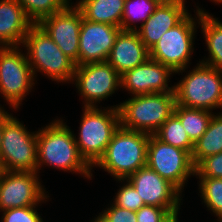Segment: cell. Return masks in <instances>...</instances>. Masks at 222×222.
I'll return each mask as SVG.
<instances>
[{
  "label": "cell",
  "mask_w": 222,
  "mask_h": 222,
  "mask_svg": "<svg viewBox=\"0 0 222 222\" xmlns=\"http://www.w3.org/2000/svg\"><path fill=\"white\" fill-rule=\"evenodd\" d=\"M76 136L61 120H55L37 131V171L43 164L64 171L92 176L91 166L78 151Z\"/></svg>",
  "instance_id": "obj_1"
},
{
  "label": "cell",
  "mask_w": 222,
  "mask_h": 222,
  "mask_svg": "<svg viewBox=\"0 0 222 222\" xmlns=\"http://www.w3.org/2000/svg\"><path fill=\"white\" fill-rule=\"evenodd\" d=\"M149 136L120 125L104 154L93 166L103 168L118 181L124 182L130 175L146 166Z\"/></svg>",
  "instance_id": "obj_2"
},
{
  "label": "cell",
  "mask_w": 222,
  "mask_h": 222,
  "mask_svg": "<svg viewBox=\"0 0 222 222\" xmlns=\"http://www.w3.org/2000/svg\"><path fill=\"white\" fill-rule=\"evenodd\" d=\"M175 105V93H151L135 95L117 106L123 128L154 135Z\"/></svg>",
  "instance_id": "obj_3"
},
{
  "label": "cell",
  "mask_w": 222,
  "mask_h": 222,
  "mask_svg": "<svg viewBox=\"0 0 222 222\" xmlns=\"http://www.w3.org/2000/svg\"><path fill=\"white\" fill-rule=\"evenodd\" d=\"M33 75L42 71L57 82L72 81L75 63L68 58L39 24H33L23 41ZM37 69V70H36Z\"/></svg>",
  "instance_id": "obj_4"
},
{
  "label": "cell",
  "mask_w": 222,
  "mask_h": 222,
  "mask_svg": "<svg viewBox=\"0 0 222 222\" xmlns=\"http://www.w3.org/2000/svg\"><path fill=\"white\" fill-rule=\"evenodd\" d=\"M112 107L103 111L97 106L84 107L79 137L78 140L75 138V142L80 155L91 167L104 154L113 134L121 125L118 106Z\"/></svg>",
  "instance_id": "obj_5"
},
{
  "label": "cell",
  "mask_w": 222,
  "mask_h": 222,
  "mask_svg": "<svg viewBox=\"0 0 222 222\" xmlns=\"http://www.w3.org/2000/svg\"><path fill=\"white\" fill-rule=\"evenodd\" d=\"M176 105L212 110L222 108V71L200 62L174 86Z\"/></svg>",
  "instance_id": "obj_6"
},
{
  "label": "cell",
  "mask_w": 222,
  "mask_h": 222,
  "mask_svg": "<svg viewBox=\"0 0 222 222\" xmlns=\"http://www.w3.org/2000/svg\"><path fill=\"white\" fill-rule=\"evenodd\" d=\"M0 156L7 171L37 172V132L29 133L4 109Z\"/></svg>",
  "instance_id": "obj_7"
},
{
  "label": "cell",
  "mask_w": 222,
  "mask_h": 222,
  "mask_svg": "<svg viewBox=\"0 0 222 222\" xmlns=\"http://www.w3.org/2000/svg\"><path fill=\"white\" fill-rule=\"evenodd\" d=\"M189 14L166 31L149 50V58L170 67L175 73L184 72L194 51L192 47L196 25Z\"/></svg>",
  "instance_id": "obj_8"
},
{
  "label": "cell",
  "mask_w": 222,
  "mask_h": 222,
  "mask_svg": "<svg viewBox=\"0 0 222 222\" xmlns=\"http://www.w3.org/2000/svg\"><path fill=\"white\" fill-rule=\"evenodd\" d=\"M146 165L172 183L180 192L187 178L195 175L191 155L185 150L162 142L155 135L149 136Z\"/></svg>",
  "instance_id": "obj_9"
},
{
  "label": "cell",
  "mask_w": 222,
  "mask_h": 222,
  "mask_svg": "<svg viewBox=\"0 0 222 222\" xmlns=\"http://www.w3.org/2000/svg\"><path fill=\"white\" fill-rule=\"evenodd\" d=\"M27 56L19 46L0 47V92L8 104L19 108L26 94L34 86V78Z\"/></svg>",
  "instance_id": "obj_10"
},
{
  "label": "cell",
  "mask_w": 222,
  "mask_h": 222,
  "mask_svg": "<svg viewBox=\"0 0 222 222\" xmlns=\"http://www.w3.org/2000/svg\"><path fill=\"white\" fill-rule=\"evenodd\" d=\"M120 78L118 72L103 61L76 66L72 81L85 99L84 107H96V102L108 98L121 87Z\"/></svg>",
  "instance_id": "obj_11"
},
{
  "label": "cell",
  "mask_w": 222,
  "mask_h": 222,
  "mask_svg": "<svg viewBox=\"0 0 222 222\" xmlns=\"http://www.w3.org/2000/svg\"><path fill=\"white\" fill-rule=\"evenodd\" d=\"M37 172L7 171L0 178V211L37 206L47 199Z\"/></svg>",
  "instance_id": "obj_12"
},
{
  "label": "cell",
  "mask_w": 222,
  "mask_h": 222,
  "mask_svg": "<svg viewBox=\"0 0 222 222\" xmlns=\"http://www.w3.org/2000/svg\"><path fill=\"white\" fill-rule=\"evenodd\" d=\"M126 180L138 191L145 205L164 207L173 216L178 215L181 192L153 169L147 165L141 167Z\"/></svg>",
  "instance_id": "obj_13"
},
{
  "label": "cell",
  "mask_w": 222,
  "mask_h": 222,
  "mask_svg": "<svg viewBox=\"0 0 222 222\" xmlns=\"http://www.w3.org/2000/svg\"><path fill=\"white\" fill-rule=\"evenodd\" d=\"M70 5L58 13L45 17L38 24L76 64L79 58V33L83 16L75 5Z\"/></svg>",
  "instance_id": "obj_14"
},
{
  "label": "cell",
  "mask_w": 222,
  "mask_h": 222,
  "mask_svg": "<svg viewBox=\"0 0 222 222\" xmlns=\"http://www.w3.org/2000/svg\"><path fill=\"white\" fill-rule=\"evenodd\" d=\"M121 27L88 21L82 17L79 58L76 66L107 61Z\"/></svg>",
  "instance_id": "obj_15"
},
{
  "label": "cell",
  "mask_w": 222,
  "mask_h": 222,
  "mask_svg": "<svg viewBox=\"0 0 222 222\" xmlns=\"http://www.w3.org/2000/svg\"><path fill=\"white\" fill-rule=\"evenodd\" d=\"M172 73L170 67L148 58L144 63L121 75V87L135 95L151 93H174V86L168 87Z\"/></svg>",
  "instance_id": "obj_16"
},
{
  "label": "cell",
  "mask_w": 222,
  "mask_h": 222,
  "mask_svg": "<svg viewBox=\"0 0 222 222\" xmlns=\"http://www.w3.org/2000/svg\"><path fill=\"white\" fill-rule=\"evenodd\" d=\"M185 1L158 5L154 13L136 30L141 41L150 50L169 29L177 25L187 14Z\"/></svg>",
  "instance_id": "obj_17"
},
{
  "label": "cell",
  "mask_w": 222,
  "mask_h": 222,
  "mask_svg": "<svg viewBox=\"0 0 222 222\" xmlns=\"http://www.w3.org/2000/svg\"><path fill=\"white\" fill-rule=\"evenodd\" d=\"M149 58V50L136 31H120L116 36L107 62L121 76L125 72L144 63Z\"/></svg>",
  "instance_id": "obj_18"
},
{
  "label": "cell",
  "mask_w": 222,
  "mask_h": 222,
  "mask_svg": "<svg viewBox=\"0 0 222 222\" xmlns=\"http://www.w3.org/2000/svg\"><path fill=\"white\" fill-rule=\"evenodd\" d=\"M32 25L33 22L26 16L17 0L0 1V47L23 44Z\"/></svg>",
  "instance_id": "obj_19"
},
{
  "label": "cell",
  "mask_w": 222,
  "mask_h": 222,
  "mask_svg": "<svg viewBox=\"0 0 222 222\" xmlns=\"http://www.w3.org/2000/svg\"><path fill=\"white\" fill-rule=\"evenodd\" d=\"M125 0H80L75 6L84 19L121 27Z\"/></svg>",
  "instance_id": "obj_20"
},
{
  "label": "cell",
  "mask_w": 222,
  "mask_h": 222,
  "mask_svg": "<svg viewBox=\"0 0 222 222\" xmlns=\"http://www.w3.org/2000/svg\"><path fill=\"white\" fill-rule=\"evenodd\" d=\"M196 14L210 54V58L201 63L222 71V22L200 8L197 9Z\"/></svg>",
  "instance_id": "obj_21"
},
{
  "label": "cell",
  "mask_w": 222,
  "mask_h": 222,
  "mask_svg": "<svg viewBox=\"0 0 222 222\" xmlns=\"http://www.w3.org/2000/svg\"><path fill=\"white\" fill-rule=\"evenodd\" d=\"M219 114H213L206 132L194 143L191 154L194 166L207 156L222 152V114Z\"/></svg>",
  "instance_id": "obj_22"
},
{
  "label": "cell",
  "mask_w": 222,
  "mask_h": 222,
  "mask_svg": "<svg viewBox=\"0 0 222 222\" xmlns=\"http://www.w3.org/2000/svg\"><path fill=\"white\" fill-rule=\"evenodd\" d=\"M181 121L190 140L195 143L206 132L213 116L212 112L203 109L175 105L173 112Z\"/></svg>",
  "instance_id": "obj_23"
},
{
  "label": "cell",
  "mask_w": 222,
  "mask_h": 222,
  "mask_svg": "<svg viewBox=\"0 0 222 222\" xmlns=\"http://www.w3.org/2000/svg\"><path fill=\"white\" fill-rule=\"evenodd\" d=\"M162 142L187 151L193 152L194 143L184 130L180 119L173 113L154 134Z\"/></svg>",
  "instance_id": "obj_24"
},
{
  "label": "cell",
  "mask_w": 222,
  "mask_h": 222,
  "mask_svg": "<svg viewBox=\"0 0 222 222\" xmlns=\"http://www.w3.org/2000/svg\"><path fill=\"white\" fill-rule=\"evenodd\" d=\"M157 6L158 4L153 0H125L121 30L136 31L137 28L132 26V23L140 20L144 23L154 13Z\"/></svg>",
  "instance_id": "obj_25"
},
{
  "label": "cell",
  "mask_w": 222,
  "mask_h": 222,
  "mask_svg": "<svg viewBox=\"0 0 222 222\" xmlns=\"http://www.w3.org/2000/svg\"><path fill=\"white\" fill-rule=\"evenodd\" d=\"M22 6L26 16L38 24L45 17L51 16L64 10L69 4V0H17Z\"/></svg>",
  "instance_id": "obj_26"
},
{
  "label": "cell",
  "mask_w": 222,
  "mask_h": 222,
  "mask_svg": "<svg viewBox=\"0 0 222 222\" xmlns=\"http://www.w3.org/2000/svg\"><path fill=\"white\" fill-rule=\"evenodd\" d=\"M199 189L208 210L218 217L222 222V178H199Z\"/></svg>",
  "instance_id": "obj_27"
},
{
  "label": "cell",
  "mask_w": 222,
  "mask_h": 222,
  "mask_svg": "<svg viewBox=\"0 0 222 222\" xmlns=\"http://www.w3.org/2000/svg\"><path fill=\"white\" fill-rule=\"evenodd\" d=\"M126 182V185H123L116 194V198L114 199L113 204L118 207L136 212L141 207L145 206V204L133 185L128 180H126Z\"/></svg>",
  "instance_id": "obj_28"
},
{
  "label": "cell",
  "mask_w": 222,
  "mask_h": 222,
  "mask_svg": "<svg viewBox=\"0 0 222 222\" xmlns=\"http://www.w3.org/2000/svg\"><path fill=\"white\" fill-rule=\"evenodd\" d=\"M199 178H222V152L207 156L195 166Z\"/></svg>",
  "instance_id": "obj_29"
},
{
  "label": "cell",
  "mask_w": 222,
  "mask_h": 222,
  "mask_svg": "<svg viewBox=\"0 0 222 222\" xmlns=\"http://www.w3.org/2000/svg\"><path fill=\"white\" fill-rule=\"evenodd\" d=\"M36 206L11 208L3 211L2 222H43Z\"/></svg>",
  "instance_id": "obj_30"
},
{
  "label": "cell",
  "mask_w": 222,
  "mask_h": 222,
  "mask_svg": "<svg viewBox=\"0 0 222 222\" xmlns=\"http://www.w3.org/2000/svg\"><path fill=\"white\" fill-rule=\"evenodd\" d=\"M136 213L137 222H169L174 216L164 207L145 205Z\"/></svg>",
  "instance_id": "obj_31"
},
{
  "label": "cell",
  "mask_w": 222,
  "mask_h": 222,
  "mask_svg": "<svg viewBox=\"0 0 222 222\" xmlns=\"http://www.w3.org/2000/svg\"><path fill=\"white\" fill-rule=\"evenodd\" d=\"M106 209L102 214L109 222H137L134 211L118 207L114 204Z\"/></svg>",
  "instance_id": "obj_32"
},
{
  "label": "cell",
  "mask_w": 222,
  "mask_h": 222,
  "mask_svg": "<svg viewBox=\"0 0 222 222\" xmlns=\"http://www.w3.org/2000/svg\"><path fill=\"white\" fill-rule=\"evenodd\" d=\"M7 172V169L5 168L3 158L0 156V178Z\"/></svg>",
  "instance_id": "obj_33"
},
{
  "label": "cell",
  "mask_w": 222,
  "mask_h": 222,
  "mask_svg": "<svg viewBox=\"0 0 222 222\" xmlns=\"http://www.w3.org/2000/svg\"><path fill=\"white\" fill-rule=\"evenodd\" d=\"M153 1H155L158 5H161V4L176 3L179 2L180 0H153Z\"/></svg>",
  "instance_id": "obj_34"
},
{
  "label": "cell",
  "mask_w": 222,
  "mask_h": 222,
  "mask_svg": "<svg viewBox=\"0 0 222 222\" xmlns=\"http://www.w3.org/2000/svg\"><path fill=\"white\" fill-rule=\"evenodd\" d=\"M2 126H3V109L0 107V147L2 138Z\"/></svg>",
  "instance_id": "obj_35"
},
{
  "label": "cell",
  "mask_w": 222,
  "mask_h": 222,
  "mask_svg": "<svg viewBox=\"0 0 222 222\" xmlns=\"http://www.w3.org/2000/svg\"><path fill=\"white\" fill-rule=\"evenodd\" d=\"M93 222H109L108 219L101 213Z\"/></svg>",
  "instance_id": "obj_36"
},
{
  "label": "cell",
  "mask_w": 222,
  "mask_h": 222,
  "mask_svg": "<svg viewBox=\"0 0 222 222\" xmlns=\"http://www.w3.org/2000/svg\"><path fill=\"white\" fill-rule=\"evenodd\" d=\"M169 222H178V215L174 216Z\"/></svg>",
  "instance_id": "obj_37"
},
{
  "label": "cell",
  "mask_w": 222,
  "mask_h": 222,
  "mask_svg": "<svg viewBox=\"0 0 222 222\" xmlns=\"http://www.w3.org/2000/svg\"><path fill=\"white\" fill-rule=\"evenodd\" d=\"M215 3H222V0H213Z\"/></svg>",
  "instance_id": "obj_38"
}]
</instances>
